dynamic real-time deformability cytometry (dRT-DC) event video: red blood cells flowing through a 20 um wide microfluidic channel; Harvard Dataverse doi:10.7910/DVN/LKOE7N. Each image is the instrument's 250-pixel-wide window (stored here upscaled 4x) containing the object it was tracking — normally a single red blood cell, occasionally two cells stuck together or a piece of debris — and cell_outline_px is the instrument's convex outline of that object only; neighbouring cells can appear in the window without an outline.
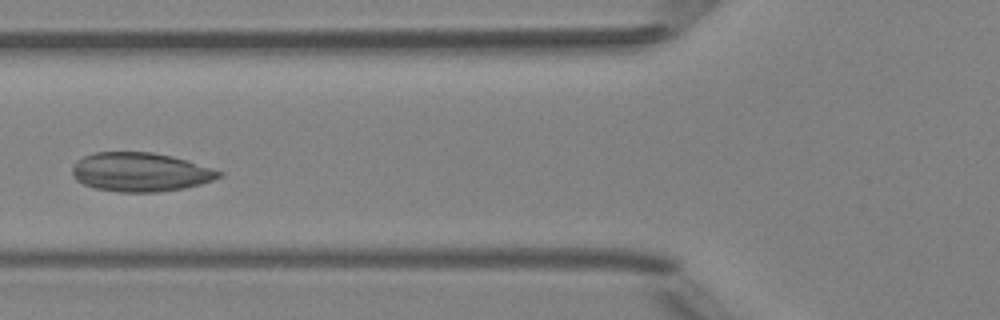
{"species": "Egyptian fruit bat (a non-hibernating species)", "species_latin": "Rousettus aegyptiacus", "temperature_condition": "room temperature", "stored_images_in_passage": 6, "camera_frame_rate_fps": 3000, "um_per_image_px": 0.085, "animal": {"sex": "female"}, "frame": {"image": 1, "passage_image": 6, "time_ms": 5.667, "image_size_px": [1000, 320], "cell_outline_px": [[224, 176], [200, 184], [184, 188], [156, 192], [120, 192], [92, 188], [76, 180], [72, 176], [72, 168], [76, 160], [84, 156], [96, 152], [152, 152], [172, 156], [188, 160], [224, 172]], "centroid_in_image_um": [11.93, 14.62], "position_along_channel_um": 113.9, "area_um2": 33.52}}